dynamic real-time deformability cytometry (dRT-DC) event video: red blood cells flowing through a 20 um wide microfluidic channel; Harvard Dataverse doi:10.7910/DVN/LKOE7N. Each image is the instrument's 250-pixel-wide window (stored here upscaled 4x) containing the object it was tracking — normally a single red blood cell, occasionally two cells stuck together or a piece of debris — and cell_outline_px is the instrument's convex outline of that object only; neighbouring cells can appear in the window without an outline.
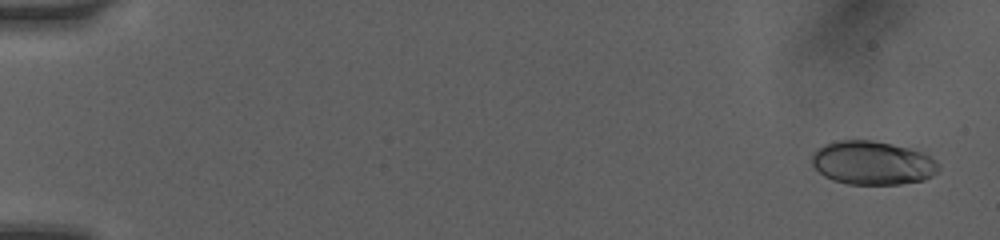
{"species": "human", "species_latin": "Homo sapiens", "temperature_condition": "room temperature", "stored_images_in_passage": 8, "camera_frame_rate_fps": 3000, "um_per_image_px": 0.085, "donor": {"sex": "female"}, "frame": {"image": 1, "passage_image": 1, "time_ms": 0.0, "image_size_px": [1000, 240], "cell_outline_px": [[940, 168], [932, 176], [924, 180], [900, 184], [848, 184], [832, 180], [824, 176], [812, 164], [812, 152], [816, 148], [824, 144], [836, 140], [872, 140], [892, 144], [924, 152], [936, 160], [940, 164]], "centroid_in_image_um": [74.17, 13.84], "position_along_channel_um": 10.8, "area_um2": 32.54}}
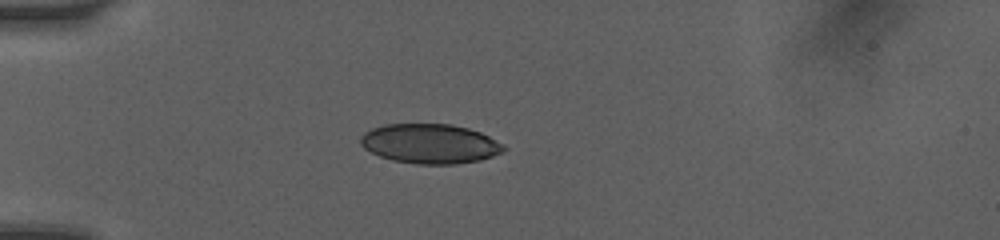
{"frame": {"image": 2, "passage_image": 6, "time_ms": 4.333, "image_size_px": [1000, 240], "cell_outline_px": [[508, 148], [504, 152], [480, 160], [456, 164], [420, 164], [392, 160], [380, 156], [364, 148], [360, 144], [360, 136], [364, 132], [372, 128], [384, 124], [452, 124], [468, 128], [480, 132], [504, 144]], "centroid_in_image_um": [36.56, 12.21], "position_along_channel_um": 48.4, "area_um2": 33.18}}
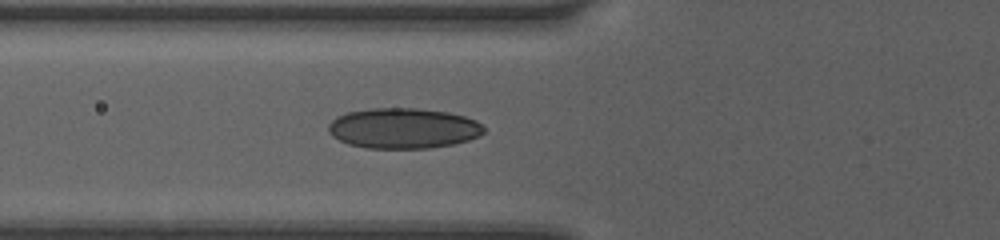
{"frame": {"image": 3, "passage_image": 8, "time_ms": 6.0, "image_size_px": [1000, 240], "cell_outline_px": [[484, 132], [480, 136], [468, 140], [452, 144], [428, 148], [368, 148], [348, 144], [332, 136], [328, 132], [328, 124], [336, 116], [348, 112], [372, 108], [416, 108], [448, 112], [464, 116], [476, 120], [484, 128]], "centroid_in_image_um": [34.27, 10.9], "position_along_channel_um": 91.5, "area_um2": 36.65}}